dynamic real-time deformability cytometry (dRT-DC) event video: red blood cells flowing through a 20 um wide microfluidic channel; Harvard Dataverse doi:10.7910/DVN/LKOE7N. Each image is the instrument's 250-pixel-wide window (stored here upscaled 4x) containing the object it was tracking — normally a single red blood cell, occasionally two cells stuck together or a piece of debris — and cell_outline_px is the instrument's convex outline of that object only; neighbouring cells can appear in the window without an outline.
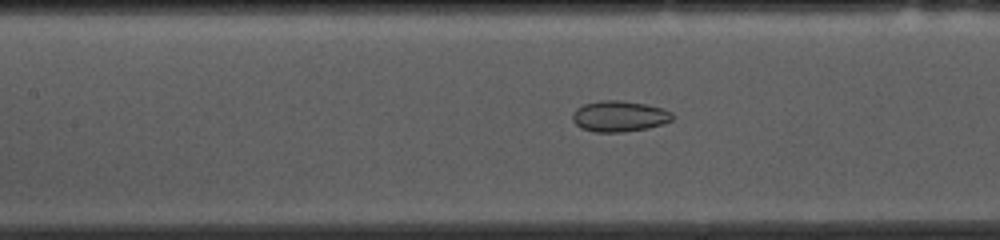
{"species": "common noctule bat (a hibernating species)", "species_latin": "Nyctalus noctula", "temperature_condition": "cold", "stored_images_in_passage": 24, "camera_frame_rate_fps": 3000, "um_per_image_px": 0.085, "animal": {"sex": "female", "body_mass_g": 10.0, "forearm_length_mm": 53.1}, "frame": {"image": 1, "passage_image": 11, "time_ms": 3.333, "image_size_px": [1000, 240], "cell_outline_px": [[676, 116], [672, 120], [648, 128], [624, 132], [596, 132], [580, 128], [572, 120], [572, 112], [576, 108], [584, 104], [600, 100], [620, 100], [644, 104], [664, 108], [672, 112]], "centroid_in_image_um": [52.64, 9.88], "position_along_channel_um": 154.8, "area_um2": 18.15}}